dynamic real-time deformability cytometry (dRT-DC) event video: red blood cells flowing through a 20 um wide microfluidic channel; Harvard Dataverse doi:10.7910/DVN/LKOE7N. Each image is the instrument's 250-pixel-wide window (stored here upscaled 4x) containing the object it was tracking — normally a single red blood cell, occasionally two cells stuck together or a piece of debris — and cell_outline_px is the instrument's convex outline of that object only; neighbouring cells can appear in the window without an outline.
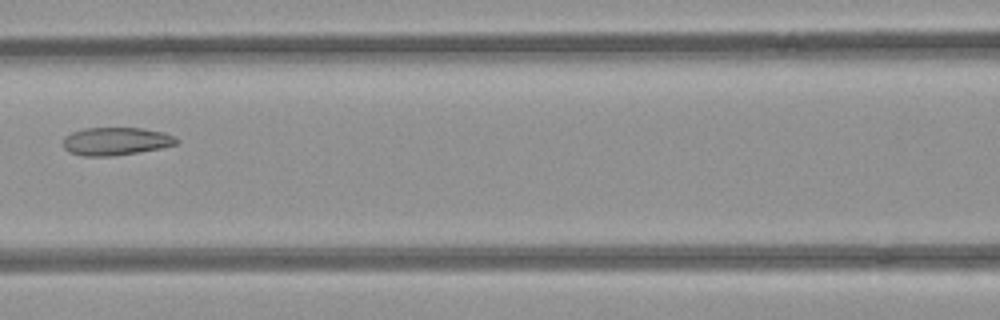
{"species": "common noctule bat (a hibernating species)", "species_latin": "Nyctalus noctula", "temperature_condition": "room temperature", "stored_images_in_passage": 7, "camera_frame_rate_fps": 3000, "um_per_image_px": 0.085, "animal": {"sex": "female", "body_mass_g": 21.9}, "frame": {"image": 1, "passage_image": 5, "time_ms": 1.333, "image_size_px": [1000, 320], "cell_outline_px": [[180, 140], [176, 144], [160, 148], [112, 156], [84, 156], [68, 152], [64, 148], [64, 136], [72, 132], [84, 128], [140, 128], [164, 132]], "centroid_in_image_um": [9.82, 12.0], "position_along_channel_um": 156.8, "area_um2": 18.32}}
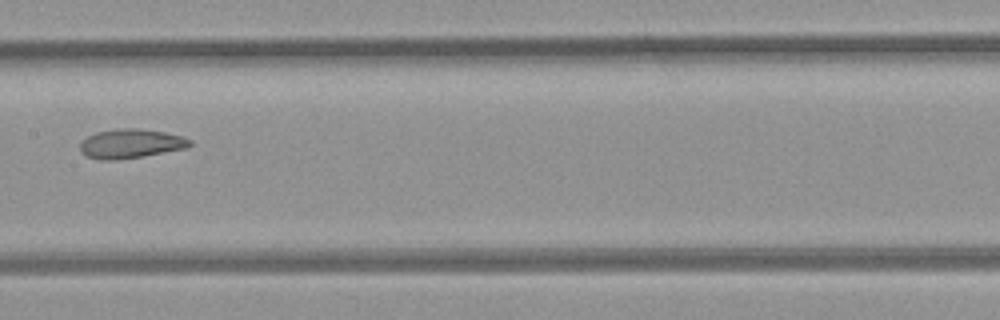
{"frame": {"image": 2, "passage_image": 6, "time_ms": 1.667, "image_size_px": [1000, 320], "cell_outline_px": [[192, 144], [184, 148], [144, 156], [116, 160], [100, 160], [88, 156], [80, 148], [80, 144], [88, 136], [96, 132], [120, 128], [136, 128], [164, 132], [184, 136], [192, 140]], "centroid_in_image_um": [11.14, 12.2], "position_along_channel_um": 196.3, "area_um2": 18.5}}
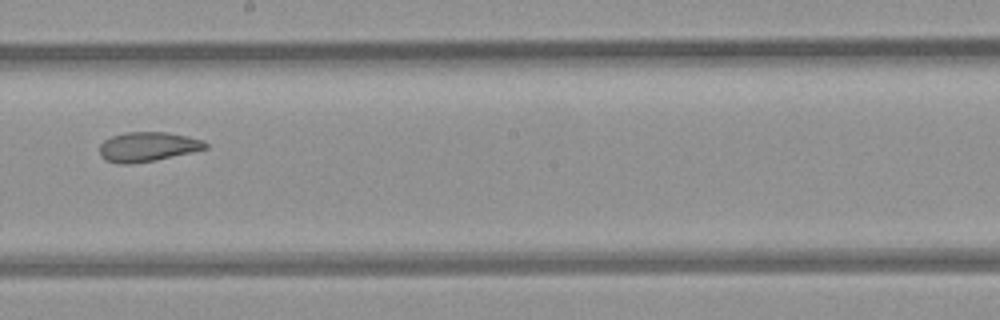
{"frame": {"image": 3, "passage_image": 7, "time_ms": 2.0, "image_size_px": [1000, 320], "cell_outline_px": [[208, 148], [152, 160], [128, 164], [124, 164], [104, 160], [100, 156], [100, 144], [104, 140], [112, 136], [124, 132], [164, 132], [188, 136], [204, 140], [208, 144]], "centroid_in_image_um": [12.53, 12.46], "position_along_channel_um": 235.7, "area_um2": 17.98}}